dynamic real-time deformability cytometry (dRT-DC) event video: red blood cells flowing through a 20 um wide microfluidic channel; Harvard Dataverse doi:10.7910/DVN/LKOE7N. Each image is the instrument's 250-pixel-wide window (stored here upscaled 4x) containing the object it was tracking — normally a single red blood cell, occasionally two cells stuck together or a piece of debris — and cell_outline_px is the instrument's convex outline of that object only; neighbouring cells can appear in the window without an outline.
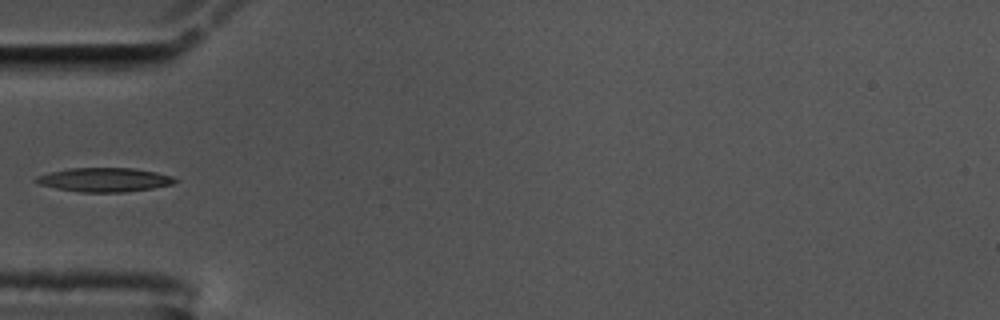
{"species": "common noctule bat (a hibernating species)", "species_latin": "Nyctalus noctula", "temperature_condition": "cold", "stored_images_in_passage": 39, "segment_of_instrument_passage": [1, 2], "camera_frame_rate_fps": 3000, "um_per_image_px": 0.085, "animal": {"sex": "male", "body_mass_g": 17.5, "forearm_length_mm": 52.3}, "frame": {"image": 1, "passage_image": 1, "time_ms": 0.0, "image_size_px": [1000, 320], "cell_outline_px": [[176, 180], [172, 184], [152, 188], [124, 192], [80, 192], [56, 188], [40, 184], [32, 180], [36, 176], [68, 168], [132, 168], [156, 172], [172, 176]], "centroid_in_image_um": [8.85, 15.28], "position_along_channel_um": 76.2, "area_um2": 19.25}}
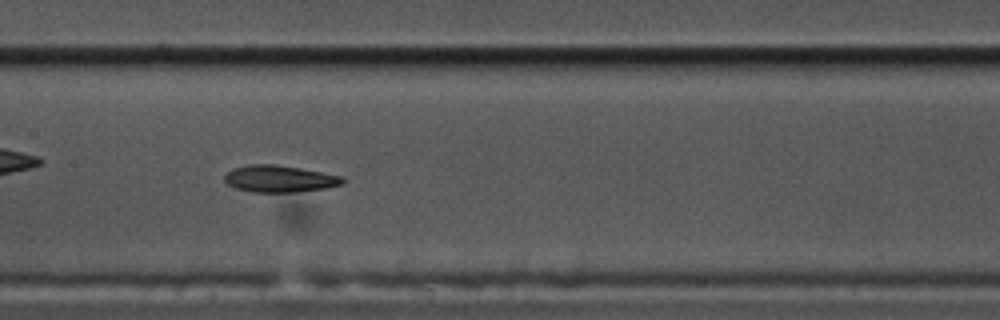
{"frame": {"image": 2, "passage_image": 10, "time_ms": 3.0, "image_size_px": [1000, 320], "cell_outline_px": [[344, 184], [324, 188], [292, 192], [252, 192], [236, 188], [228, 184], [224, 180], [224, 176], [232, 168], [248, 164], [276, 164], [300, 168], [344, 176]], "centroid_in_image_um": [23.75, 15.18], "position_along_channel_um": 183.6, "area_um2": 18.5}}
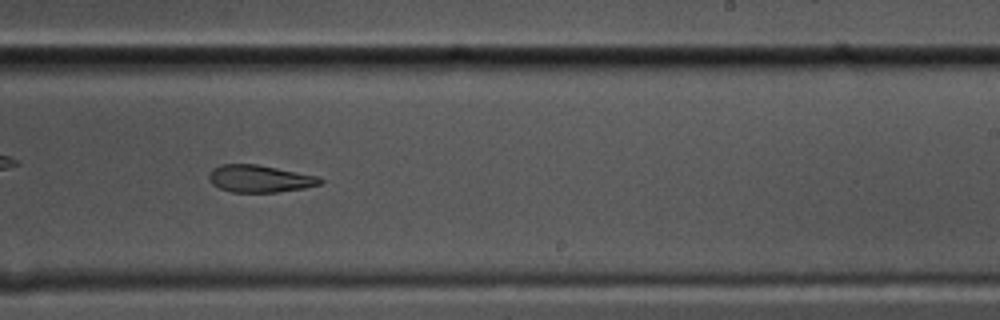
{"frame": {"image": 3, "passage_image": 17, "time_ms": 5.333, "image_size_px": [1000, 320], "cell_outline_px": [[324, 180], [320, 184], [304, 188], [276, 192], [232, 192], [220, 188], [212, 184], [208, 180], [208, 176], [212, 168], [220, 164], [256, 164], [320, 176]], "centroid_in_image_um": [22.07, 15.18], "position_along_channel_um": 266.9, "area_um2": 17.74}}